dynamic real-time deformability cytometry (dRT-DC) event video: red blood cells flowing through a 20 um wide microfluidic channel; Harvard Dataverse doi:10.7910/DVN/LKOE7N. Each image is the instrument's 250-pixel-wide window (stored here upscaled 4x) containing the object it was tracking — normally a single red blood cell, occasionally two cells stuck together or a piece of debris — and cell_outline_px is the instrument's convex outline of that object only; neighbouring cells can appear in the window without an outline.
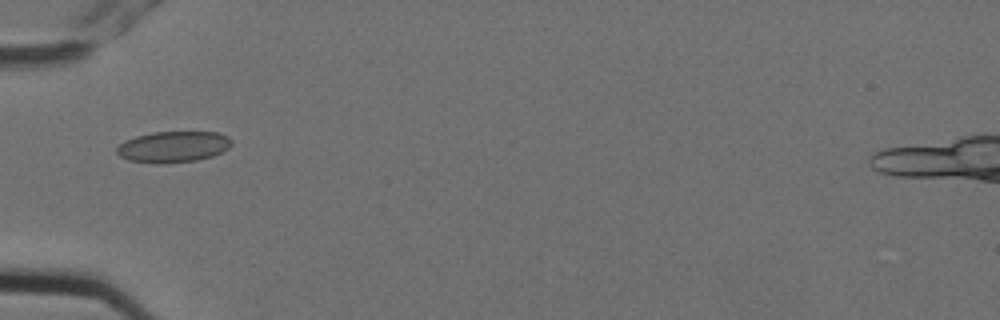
{"species": "Egyptian fruit bat (a non-hibernating species)", "species_latin": "Rousettus aegyptiacus", "temperature_condition": "cold", "stored_images_in_passage": 10, "camera_frame_rate_fps": 3000, "um_per_image_px": 0.085, "animal": {"sex": "female"}, "frame": {"image": 1, "passage_image": 5, "time_ms": 1.333, "image_size_px": [1000, 320], "cell_outline_px": [[232, 144], [228, 148], [212, 156], [196, 160], [160, 164], [156, 164], [128, 160], [120, 156], [116, 152], [116, 148], [124, 140], [136, 136], [152, 132], [220, 132], [228, 136], [232, 140]], "centroid_in_image_um": [14.71, 12.47], "position_along_channel_um": 70.3, "area_um2": 20.92}}
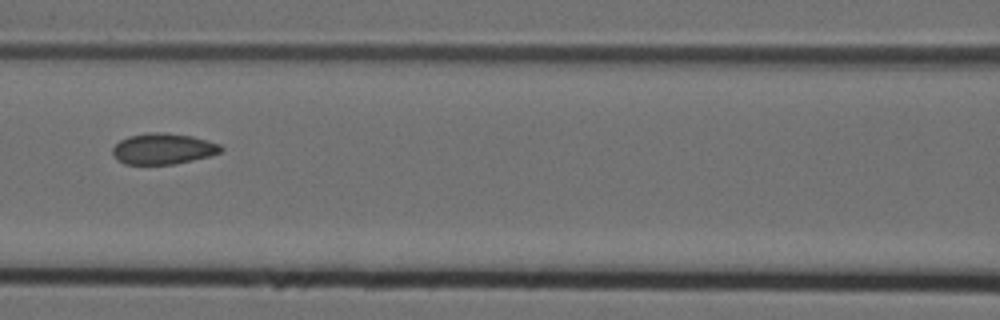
{"frame": {"image": 2, "passage_image": 7, "time_ms": 2.0, "image_size_px": [1000, 320], "cell_outline_px": [[224, 148], [220, 152], [208, 156], [176, 164], [124, 164], [116, 160], [112, 156], [112, 148], [120, 140], [128, 136], [152, 132], [160, 132], [192, 136], [220, 144]], "centroid_in_image_um": [13.82, 12.65], "position_along_channel_um": 152.8, "area_um2": 19.54}}
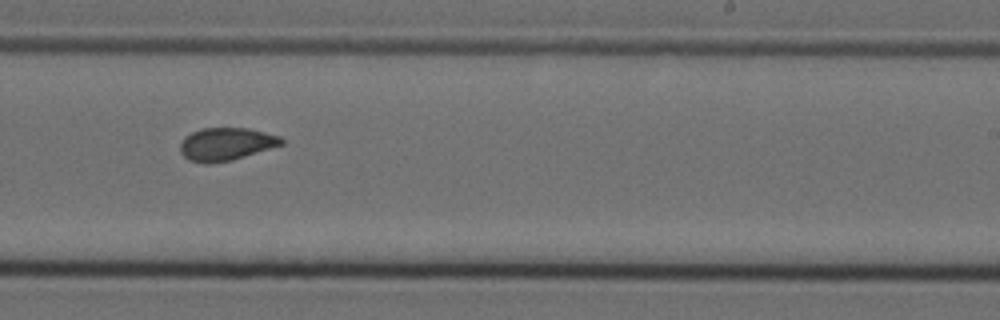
{"frame": {"image": 3, "passage_image": 10, "time_ms": 3.0, "image_size_px": [1000, 320], "cell_outline_px": [[284, 144], [232, 160], [212, 164], [204, 164], [188, 160], [180, 152], [180, 144], [184, 136], [200, 128], [248, 128], [280, 136], [284, 140]], "centroid_in_image_um": [19.19, 12.25], "position_along_channel_um": 269.8, "area_um2": 19.54}}